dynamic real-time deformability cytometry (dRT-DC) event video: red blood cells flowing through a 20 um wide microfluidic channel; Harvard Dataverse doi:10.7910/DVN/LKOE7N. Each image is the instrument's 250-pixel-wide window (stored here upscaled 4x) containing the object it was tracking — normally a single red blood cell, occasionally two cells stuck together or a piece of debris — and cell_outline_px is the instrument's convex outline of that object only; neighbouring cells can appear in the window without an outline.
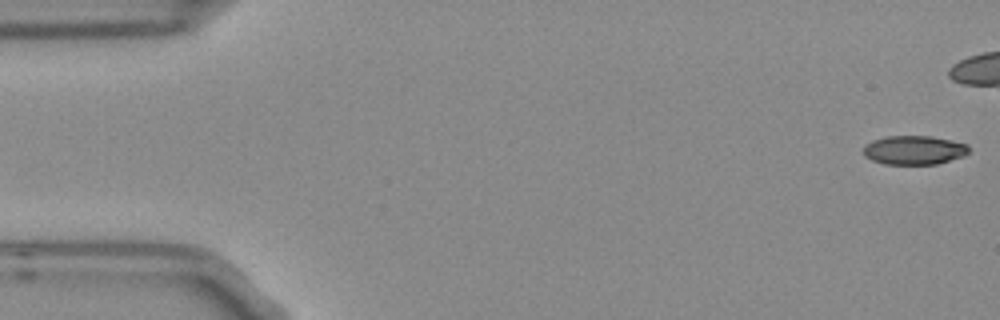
{"species": "Egyptian fruit bat (a non-hibernating species)", "species_latin": "Rousettus aegyptiacus", "temperature_condition": "room temperature", "stored_images_in_passage": 6, "camera_frame_rate_fps": 3000, "um_per_image_px": 0.085, "frame": {"image": 1, "passage_image": 1, "time_ms": 0.0, "image_size_px": [1000, 320], "cell_outline_px": [[968, 152], [964, 156], [936, 164], [884, 164], [872, 160], [864, 156], [864, 144], [872, 140], [884, 136], [932, 136], [952, 140], [968, 144]], "centroid_in_image_um": [77.68, 12.75], "position_along_channel_um": 7.3, "area_um2": 17.92}}